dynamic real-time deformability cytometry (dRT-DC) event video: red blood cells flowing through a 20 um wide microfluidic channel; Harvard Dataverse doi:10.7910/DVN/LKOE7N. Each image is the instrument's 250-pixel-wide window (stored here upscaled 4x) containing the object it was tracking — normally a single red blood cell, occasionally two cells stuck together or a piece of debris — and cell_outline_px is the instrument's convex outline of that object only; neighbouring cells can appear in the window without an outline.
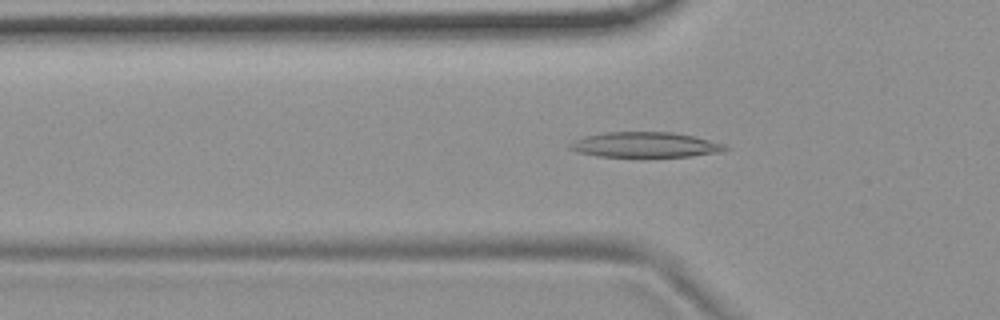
{"species": "common noctule bat (a hibernating species)", "species_latin": "Nyctalus noctula", "temperature_condition": "room temperature", "stored_images_in_passage": 51, "camera_frame_rate_fps": 3000, "um_per_image_px": 0.085, "animal": {"sex": "female", "body_mass_g": 19.9}, "frame": {"image": 1, "passage_image": 17, "time_ms": 5.333, "image_size_px": [1000, 320], "cell_outline_px": [[732, 148], [720, 152], [692, 156], [596, 156], [576, 152], [568, 148], [568, 144], [584, 136], [604, 132], [672, 132], [692, 136], [724, 144]], "centroid_in_image_um": [54.81, 12.3], "position_along_channel_um": 71.0, "area_um2": 22.72}}
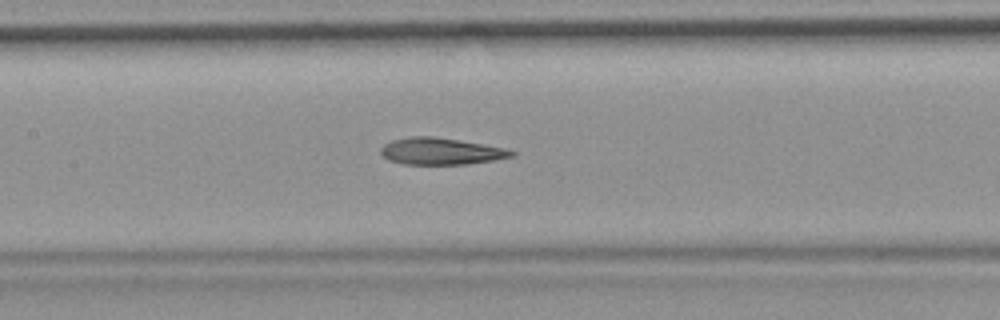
{"frame": {"image": 2, "passage_image": 25, "time_ms": 8.0, "image_size_px": [1000, 320], "cell_outline_px": [[516, 156], [496, 160], [464, 164], [400, 164], [388, 160], [380, 152], [380, 148], [384, 144], [392, 140], [412, 136], [432, 136], [460, 140], [484, 144], [504, 148], [516, 152]], "centroid_in_image_um": [37.48, 12.86], "position_along_channel_um": 169.9, "area_um2": 20.52}}
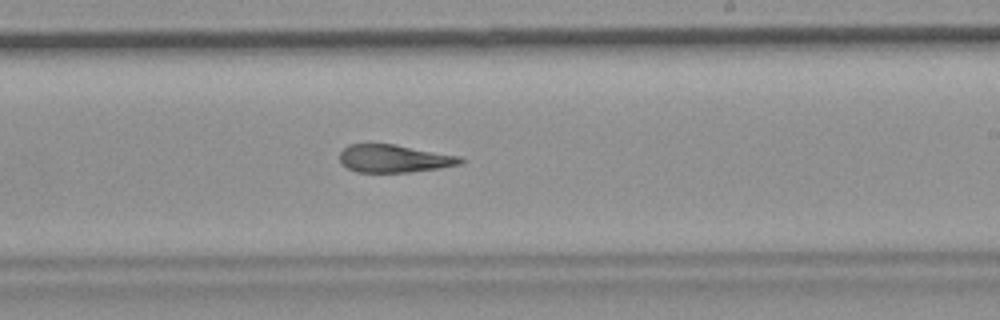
{"frame": {"image": 3, "passage_image": 32, "time_ms": 10.333, "image_size_px": [1000, 320], "cell_outline_px": [[464, 160], [460, 164], [440, 168], [408, 172], [356, 172], [348, 168], [340, 160], [340, 152], [348, 144], [396, 144], [460, 156]], "centroid_in_image_um": [33.51, 13.47], "position_along_channel_um": 255.5, "area_um2": 19.48}, "authors_computed_cell_mechanics": {"area_um2": 21.1548, "velocity_mm_per_s": 3.6941, "shape_relaxation_time_tau1_ms": null, "shape_relaxation_time_tau2_ms": 2.0869, "deformation_change_tau1": null, "deformation_change_tau2": 0.1072}}